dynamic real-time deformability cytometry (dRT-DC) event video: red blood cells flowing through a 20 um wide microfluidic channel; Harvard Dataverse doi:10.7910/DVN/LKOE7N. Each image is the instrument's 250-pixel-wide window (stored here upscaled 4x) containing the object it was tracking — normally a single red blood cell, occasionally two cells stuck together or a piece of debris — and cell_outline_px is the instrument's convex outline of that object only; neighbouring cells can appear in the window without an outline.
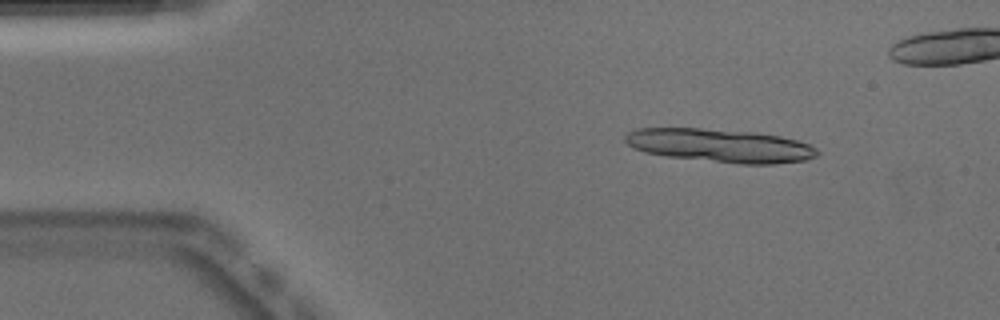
{"species": "Egyptian fruit bat (a non-hibernating species)", "species_latin": "Rousettus aegyptiacus", "temperature_condition": "warm", "stored_images_in_passage": 13, "camera_frame_rate_fps": 3000, "um_per_image_px": 0.085, "animal": {"sex": "male"}, "frame": {"image": 1, "passage_image": 6, "time_ms": 1.667, "image_size_px": [1000, 320], "cell_outline_px": [[820, 152], [816, 156], [804, 160], [776, 164], [740, 164], [668, 156], [644, 152], [632, 148], [624, 140], [624, 136], [628, 132], [636, 128], [700, 128], [756, 132], [780, 136], [796, 140], [808, 144], [816, 148]], "centroid_in_image_um": [61.19, 12.37], "position_along_channel_um": 23.8, "area_um2": 37.4}}